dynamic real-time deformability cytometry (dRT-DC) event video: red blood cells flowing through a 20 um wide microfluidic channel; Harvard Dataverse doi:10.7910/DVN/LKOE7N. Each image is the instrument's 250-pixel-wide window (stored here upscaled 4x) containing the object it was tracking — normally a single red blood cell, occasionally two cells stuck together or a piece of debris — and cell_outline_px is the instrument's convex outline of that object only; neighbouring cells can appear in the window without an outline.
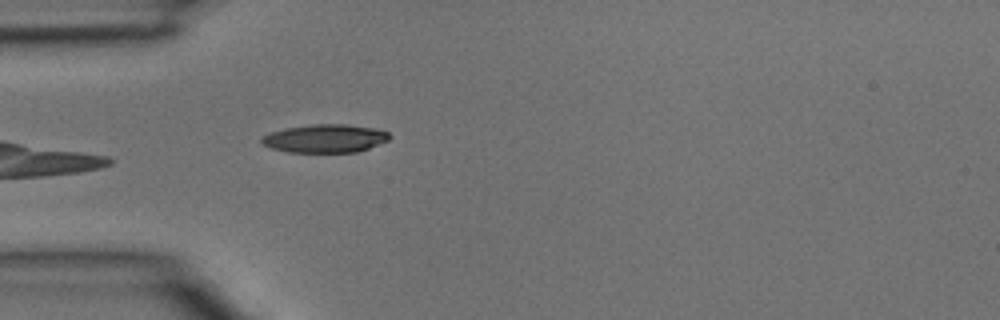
{"species": "common noctule bat (a hibernating species)", "species_latin": "Nyctalus noctula", "temperature_condition": "room temperature", "stored_images_in_passage": 3, "camera_frame_rate_fps": 3000, "um_per_image_px": 0.085, "animal": {"sex": "male", "body_mass_g": 15.6}, "frame": {"image": 1, "passage_image": 3, "time_ms": 0.667, "image_size_px": [1000, 320], "cell_outline_px": [[392, 136], [388, 140], [368, 148], [356, 152], [288, 152], [272, 148], [264, 144], [260, 140], [260, 136], [268, 132], [288, 128], [312, 124], [344, 124], [376, 128], [388, 132]], "centroid_in_image_um": [27.62, 11.76], "position_along_channel_um": 57.4, "area_um2": 21.04}}